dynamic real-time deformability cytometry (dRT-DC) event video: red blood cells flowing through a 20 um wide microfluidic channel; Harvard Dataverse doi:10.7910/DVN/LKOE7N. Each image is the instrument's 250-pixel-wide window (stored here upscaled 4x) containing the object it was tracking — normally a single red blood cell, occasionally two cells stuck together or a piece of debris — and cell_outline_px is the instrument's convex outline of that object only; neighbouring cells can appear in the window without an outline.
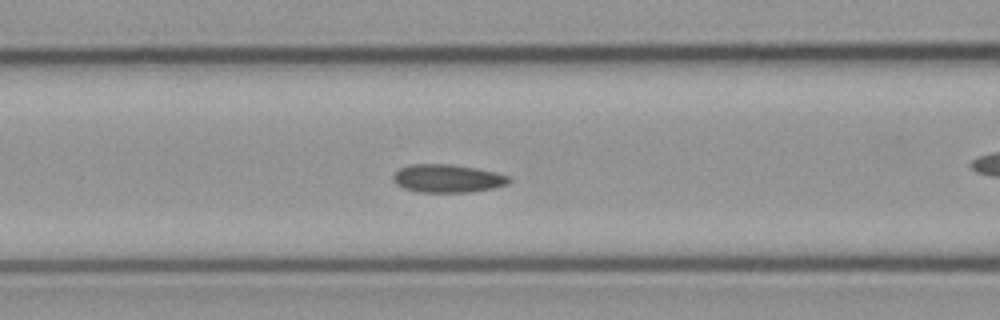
{"species": "common noctule bat (a hibernating species)", "species_latin": "Nyctalus noctula", "temperature_condition": "cold", "stored_images_in_passage": 16, "camera_frame_rate_fps": 3000, "um_per_image_px": 0.085, "animal": {"sex": "male", "body_mass_g": 23.1, "forearm_length_mm": 52.7}, "frame": {"image": 1, "passage_image": 14, "time_ms": 4.333, "image_size_px": [1000, 320], "cell_outline_px": [[512, 180], [508, 184], [492, 188], [468, 192], [420, 192], [404, 188], [396, 184], [392, 180], [392, 176], [400, 168], [412, 164], [448, 164], [476, 168], [496, 172], [508, 176]], "centroid_in_image_um": [38.03, 15.17], "position_along_channel_um": 128.6, "area_um2": 18.9}}